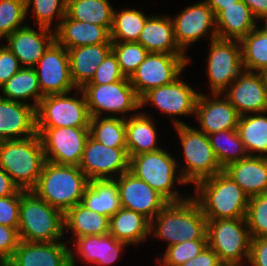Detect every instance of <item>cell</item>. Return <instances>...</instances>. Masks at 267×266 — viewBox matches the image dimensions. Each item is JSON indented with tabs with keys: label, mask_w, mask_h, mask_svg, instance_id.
<instances>
[{
	"label": "cell",
	"mask_w": 267,
	"mask_h": 266,
	"mask_svg": "<svg viewBox=\"0 0 267 266\" xmlns=\"http://www.w3.org/2000/svg\"><path fill=\"white\" fill-rule=\"evenodd\" d=\"M194 199L207 220L246 218L249 196L224 171L199 181Z\"/></svg>",
	"instance_id": "obj_1"
},
{
	"label": "cell",
	"mask_w": 267,
	"mask_h": 266,
	"mask_svg": "<svg viewBox=\"0 0 267 266\" xmlns=\"http://www.w3.org/2000/svg\"><path fill=\"white\" fill-rule=\"evenodd\" d=\"M88 182L78 166L46 161L38 182L31 191L38 198L65 213L81 203Z\"/></svg>",
	"instance_id": "obj_2"
},
{
	"label": "cell",
	"mask_w": 267,
	"mask_h": 266,
	"mask_svg": "<svg viewBox=\"0 0 267 266\" xmlns=\"http://www.w3.org/2000/svg\"><path fill=\"white\" fill-rule=\"evenodd\" d=\"M46 157L38 134L23 139L0 141V168L19 189L31 191L42 173Z\"/></svg>",
	"instance_id": "obj_3"
},
{
	"label": "cell",
	"mask_w": 267,
	"mask_h": 266,
	"mask_svg": "<svg viewBox=\"0 0 267 266\" xmlns=\"http://www.w3.org/2000/svg\"><path fill=\"white\" fill-rule=\"evenodd\" d=\"M154 235L167 240L168 246L191 240H207V219L193 198L169 202L155 217Z\"/></svg>",
	"instance_id": "obj_4"
},
{
	"label": "cell",
	"mask_w": 267,
	"mask_h": 266,
	"mask_svg": "<svg viewBox=\"0 0 267 266\" xmlns=\"http://www.w3.org/2000/svg\"><path fill=\"white\" fill-rule=\"evenodd\" d=\"M64 213L38 198L32 191L21 190L18 232L21 241L56 242L64 234Z\"/></svg>",
	"instance_id": "obj_5"
},
{
	"label": "cell",
	"mask_w": 267,
	"mask_h": 266,
	"mask_svg": "<svg viewBox=\"0 0 267 266\" xmlns=\"http://www.w3.org/2000/svg\"><path fill=\"white\" fill-rule=\"evenodd\" d=\"M174 125L180 137L186 167L177 177L178 183L187 184L204 180L223 171L211 146L209 136L200 130L187 126L179 120Z\"/></svg>",
	"instance_id": "obj_6"
},
{
	"label": "cell",
	"mask_w": 267,
	"mask_h": 266,
	"mask_svg": "<svg viewBox=\"0 0 267 266\" xmlns=\"http://www.w3.org/2000/svg\"><path fill=\"white\" fill-rule=\"evenodd\" d=\"M206 235L208 246L224 266H241L243 256L248 260L252 238L246 218L207 220Z\"/></svg>",
	"instance_id": "obj_7"
},
{
	"label": "cell",
	"mask_w": 267,
	"mask_h": 266,
	"mask_svg": "<svg viewBox=\"0 0 267 266\" xmlns=\"http://www.w3.org/2000/svg\"><path fill=\"white\" fill-rule=\"evenodd\" d=\"M176 167L175 159L163 149L132 156L129 162V171L169 202L184 201L176 191H172Z\"/></svg>",
	"instance_id": "obj_8"
},
{
	"label": "cell",
	"mask_w": 267,
	"mask_h": 266,
	"mask_svg": "<svg viewBox=\"0 0 267 266\" xmlns=\"http://www.w3.org/2000/svg\"><path fill=\"white\" fill-rule=\"evenodd\" d=\"M46 161L59 165L79 166L89 127H36Z\"/></svg>",
	"instance_id": "obj_9"
},
{
	"label": "cell",
	"mask_w": 267,
	"mask_h": 266,
	"mask_svg": "<svg viewBox=\"0 0 267 266\" xmlns=\"http://www.w3.org/2000/svg\"><path fill=\"white\" fill-rule=\"evenodd\" d=\"M81 93V99L67 93L44 96L36 108V127H89L91 116Z\"/></svg>",
	"instance_id": "obj_10"
},
{
	"label": "cell",
	"mask_w": 267,
	"mask_h": 266,
	"mask_svg": "<svg viewBox=\"0 0 267 266\" xmlns=\"http://www.w3.org/2000/svg\"><path fill=\"white\" fill-rule=\"evenodd\" d=\"M78 91L83 92L91 117H101L103 111L123 114L140 108V97L129 80L85 84Z\"/></svg>",
	"instance_id": "obj_11"
},
{
	"label": "cell",
	"mask_w": 267,
	"mask_h": 266,
	"mask_svg": "<svg viewBox=\"0 0 267 266\" xmlns=\"http://www.w3.org/2000/svg\"><path fill=\"white\" fill-rule=\"evenodd\" d=\"M188 61L184 55L149 52L129 81L141 97L152 88L172 83L179 77Z\"/></svg>",
	"instance_id": "obj_12"
},
{
	"label": "cell",
	"mask_w": 267,
	"mask_h": 266,
	"mask_svg": "<svg viewBox=\"0 0 267 266\" xmlns=\"http://www.w3.org/2000/svg\"><path fill=\"white\" fill-rule=\"evenodd\" d=\"M209 53L207 73L212 95L222 94L244 72L241 45L238 40L216 38L211 42Z\"/></svg>",
	"instance_id": "obj_13"
},
{
	"label": "cell",
	"mask_w": 267,
	"mask_h": 266,
	"mask_svg": "<svg viewBox=\"0 0 267 266\" xmlns=\"http://www.w3.org/2000/svg\"><path fill=\"white\" fill-rule=\"evenodd\" d=\"M34 67L42 96L69 94L75 87L67 49L56 40L45 51Z\"/></svg>",
	"instance_id": "obj_14"
},
{
	"label": "cell",
	"mask_w": 267,
	"mask_h": 266,
	"mask_svg": "<svg viewBox=\"0 0 267 266\" xmlns=\"http://www.w3.org/2000/svg\"><path fill=\"white\" fill-rule=\"evenodd\" d=\"M129 162L127 148L108 147L89 136L78 167L89 181L103 180L113 179L108 176L113 172L122 175L129 171Z\"/></svg>",
	"instance_id": "obj_15"
},
{
	"label": "cell",
	"mask_w": 267,
	"mask_h": 266,
	"mask_svg": "<svg viewBox=\"0 0 267 266\" xmlns=\"http://www.w3.org/2000/svg\"><path fill=\"white\" fill-rule=\"evenodd\" d=\"M119 189L121 207L144 215L151 221V232L155 229L154 217L169 203L158 191L145 181L127 171L116 181Z\"/></svg>",
	"instance_id": "obj_16"
},
{
	"label": "cell",
	"mask_w": 267,
	"mask_h": 266,
	"mask_svg": "<svg viewBox=\"0 0 267 266\" xmlns=\"http://www.w3.org/2000/svg\"><path fill=\"white\" fill-rule=\"evenodd\" d=\"M233 82L225 97L238 114L267 113V74L245 70Z\"/></svg>",
	"instance_id": "obj_17"
},
{
	"label": "cell",
	"mask_w": 267,
	"mask_h": 266,
	"mask_svg": "<svg viewBox=\"0 0 267 266\" xmlns=\"http://www.w3.org/2000/svg\"><path fill=\"white\" fill-rule=\"evenodd\" d=\"M172 23L175 41L183 52L187 45L208 33L211 26L213 27L211 41L218 38L216 17L204 0L187 7L172 20Z\"/></svg>",
	"instance_id": "obj_18"
},
{
	"label": "cell",
	"mask_w": 267,
	"mask_h": 266,
	"mask_svg": "<svg viewBox=\"0 0 267 266\" xmlns=\"http://www.w3.org/2000/svg\"><path fill=\"white\" fill-rule=\"evenodd\" d=\"M71 249L60 241H20L13 257L5 266H75Z\"/></svg>",
	"instance_id": "obj_19"
},
{
	"label": "cell",
	"mask_w": 267,
	"mask_h": 266,
	"mask_svg": "<svg viewBox=\"0 0 267 266\" xmlns=\"http://www.w3.org/2000/svg\"><path fill=\"white\" fill-rule=\"evenodd\" d=\"M199 93L182 82L179 77L172 83L148 90L140 97V107L151 102L170 116L195 114Z\"/></svg>",
	"instance_id": "obj_20"
},
{
	"label": "cell",
	"mask_w": 267,
	"mask_h": 266,
	"mask_svg": "<svg viewBox=\"0 0 267 266\" xmlns=\"http://www.w3.org/2000/svg\"><path fill=\"white\" fill-rule=\"evenodd\" d=\"M36 134V108L26 102L0 97V141L29 138Z\"/></svg>",
	"instance_id": "obj_21"
},
{
	"label": "cell",
	"mask_w": 267,
	"mask_h": 266,
	"mask_svg": "<svg viewBox=\"0 0 267 266\" xmlns=\"http://www.w3.org/2000/svg\"><path fill=\"white\" fill-rule=\"evenodd\" d=\"M39 31L24 26L15 30L6 39V45L17 57L21 65L35 67L45 51L55 41L54 33L49 28L39 26Z\"/></svg>",
	"instance_id": "obj_22"
},
{
	"label": "cell",
	"mask_w": 267,
	"mask_h": 266,
	"mask_svg": "<svg viewBox=\"0 0 267 266\" xmlns=\"http://www.w3.org/2000/svg\"><path fill=\"white\" fill-rule=\"evenodd\" d=\"M220 94H213L214 100L198 95L195 115L198 116L202 132L207 136L222 130H236L240 115L225 97L215 100ZM211 100V101H210Z\"/></svg>",
	"instance_id": "obj_23"
},
{
	"label": "cell",
	"mask_w": 267,
	"mask_h": 266,
	"mask_svg": "<svg viewBox=\"0 0 267 266\" xmlns=\"http://www.w3.org/2000/svg\"><path fill=\"white\" fill-rule=\"evenodd\" d=\"M55 29V40L67 50L74 47L112 43L110 31L106 27L70 19L67 15Z\"/></svg>",
	"instance_id": "obj_24"
},
{
	"label": "cell",
	"mask_w": 267,
	"mask_h": 266,
	"mask_svg": "<svg viewBox=\"0 0 267 266\" xmlns=\"http://www.w3.org/2000/svg\"><path fill=\"white\" fill-rule=\"evenodd\" d=\"M249 196L267 193V157L247 156L223 169Z\"/></svg>",
	"instance_id": "obj_25"
},
{
	"label": "cell",
	"mask_w": 267,
	"mask_h": 266,
	"mask_svg": "<svg viewBox=\"0 0 267 266\" xmlns=\"http://www.w3.org/2000/svg\"><path fill=\"white\" fill-rule=\"evenodd\" d=\"M70 74L75 88L89 83L98 66L112 51V43L94 44L68 49Z\"/></svg>",
	"instance_id": "obj_26"
},
{
	"label": "cell",
	"mask_w": 267,
	"mask_h": 266,
	"mask_svg": "<svg viewBox=\"0 0 267 266\" xmlns=\"http://www.w3.org/2000/svg\"><path fill=\"white\" fill-rule=\"evenodd\" d=\"M148 52L184 55L174 37L172 19L165 16L149 17L138 41Z\"/></svg>",
	"instance_id": "obj_27"
},
{
	"label": "cell",
	"mask_w": 267,
	"mask_h": 266,
	"mask_svg": "<svg viewBox=\"0 0 267 266\" xmlns=\"http://www.w3.org/2000/svg\"><path fill=\"white\" fill-rule=\"evenodd\" d=\"M255 19L251 9L241 0L225 7L216 16L218 38L240 41L257 27Z\"/></svg>",
	"instance_id": "obj_28"
},
{
	"label": "cell",
	"mask_w": 267,
	"mask_h": 266,
	"mask_svg": "<svg viewBox=\"0 0 267 266\" xmlns=\"http://www.w3.org/2000/svg\"><path fill=\"white\" fill-rule=\"evenodd\" d=\"M81 204L110 219L122 208L116 180H90L85 188Z\"/></svg>",
	"instance_id": "obj_29"
},
{
	"label": "cell",
	"mask_w": 267,
	"mask_h": 266,
	"mask_svg": "<svg viewBox=\"0 0 267 266\" xmlns=\"http://www.w3.org/2000/svg\"><path fill=\"white\" fill-rule=\"evenodd\" d=\"M109 233L128 246L137 244L151 233V221L140 213L121 208L110 217Z\"/></svg>",
	"instance_id": "obj_30"
},
{
	"label": "cell",
	"mask_w": 267,
	"mask_h": 266,
	"mask_svg": "<svg viewBox=\"0 0 267 266\" xmlns=\"http://www.w3.org/2000/svg\"><path fill=\"white\" fill-rule=\"evenodd\" d=\"M76 244L77 253L84 260L98 265L112 264L118 259L120 250L128 245L118 241L110 233L78 237Z\"/></svg>",
	"instance_id": "obj_31"
},
{
	"label": "cell",
	"mask_w": 267,
	"mask_h": 266,
	"mask_svg": "<svg viewBox=\"0 0 267 266\" xmlns=\"http://www.w3.org/2000/svg\"><path fill=\"white\" fill-rule=\"evenodd\" d=\"M126 148L129 159L140 153L160 150L156 147V131L148 115L136 114L125 119Z\"/></svg>",
	"instance_id": "obj_32"
},
{
	"label": "cell",
	"mask_w": 267,
	"mask_h": 266,
	"mask_svg": "<svg viewBox=\"0 0 267 266\" xmlns=\"http://www.w3.org/2000/svg\"><path fill=\"white\" fill-rule=\"evenodd\" d=\"M109 222L107 216L93 212L81 203L64 213V227L74 232V238L108 234Z\"/></svg>",
	"instance_id": "obj_33"
},
{
	"label": "cell",
	"mask_w": 267,
	"mask_h": 266,
	"mask_svg": "<svg viewBox=\"0 0 267 266\" xmlns=\"http://www.w3.org/2000/svg\"><path fill=\"white\" fill-rule=\"evenodd\" d=\"M113 8L108 0H67L66 15L70 19L106 27L113 23Z\"/></svg>",
	"instance_id": "obj_34"
},
{
	"label": "cell",
	"mask_w": 267,
	"mask_h": 266,
	"mask_svg": "<svg viewBox=\"0 0 267 266\" xmlns=\"http://www.w3.org/2000/svg\"><path fill=\"white\" fill-rule=\"evenodd\" d=\"M0 88L5 95V97H0L4 99L20 102V99L26 100L29 97H33V100H35L33 106L35 108L43 98L34 67L23 66Z\"/></svg>",
	"instance_id": "obj_35"
},
{
	"label": "cell",
	"mask_w": 267,
	"mask_h": 266,
	"mask_svg": "<svg viewBox=\"0 0 267 266\" xmlns=\"http://www.w3.org/2000/svg\"><path fill=\"white\" fill-rule=\"evenodd\" d=\"M244 70L267 74V22L257 27L240 41Z\"/></svg>",
	"instance_id": "obj_36"
},
{
	"label": "cell",
	"mask_w": 267,
	"mask_h": 266,
	"mask_svg": "<svg viewBox=\"0 0 267 266\" xmlns=\"http://www.w3.org/2000/svg\"><path fill=\"white\" fill-rule=\"evenodd\" d=\"M248 115V116H247ZM237 131L242 140L245 150L252 152H261V156L267 154V117L260 115H241L239 117Z\"/></svg>",
	"instance_id": "obj_37"
},
{
	"label": "cell",
	"mask_w": 267,
	"mask_h": 266,
	"mask_svg": "<svg viewBox=\"0 0 267 266\" xmlns=\"http://www.w3.org/2000/svg\"><path fill=\"white\" fill-rule=\"evenodd\" d=\"M89 132L93 139L103 145L126 148L125 117H91Z\"/></svg>",
	"instance_id": "obj_38"
},
{
	"label": "cell",
	"mask_w": 267,
	"mask_h": 266,
	"mask_svg": "<svg viewBox=\"0 0 267 266\" xmlns=\"http://www.w3.org/2000/svg\"><path fill=\"white\" fill-rule=\"evenodd\" d=\"M209 139L222 169L231 163L246 158L248 155L254 156L250 153H246L237 129L219 131L209 135ZM220 140L224 141L221 142Z\"/></svg>",
	"instance_id": "obj_39"
},
{
	"label": "cell",
	"mask_w": 267,
	"mask_h": 266,
	"mask_svg": "<svg viewBox=\"0 0 267 266\" xmlns=\"http://www.w3.org/2000/svg\"><path fill=\"white\" fill-rule=\"evenodd\" d=\"M148 18L138 10L125 9L118 13L114 11L110 30L111 41L137 42Z\"/></svg>",
	"instance_id": "obj_40"
},
{
	"label": "cell",
	"mask_w": 267,
	"mask_h": 266,
	"mask_svg": "<svg viewBox=\"0 0 267 266\" xmlns=\"http://www.w3.org/2000/svg\"><path fill=\"white\" fill-rule=\"evenodd\" d=\"M112 51L116 55L121 72L130 78L145 60L148 51L138 42L112 41Z\"/></svg>",
	"instance_id": "obj_41"
},
{
	"label": "cell",
	"mask_w": 267,
	"mask_h": 266,
	"mask_svg": "<svg viewBox=\"0 0 267 266\" xmlns=\"http://www.w3.org/2000/svg\"><path fill=\"white\" fill-rule=\"evenodd\" d=\"M246 221L252 239L267 237V193L249 197Z\"/></svg>",
	"instance_id": "obj_42"
},
{
	"label": "cell",
	"mask_w": 267,
	"mask_h": 266,
	"mask_svg": "<svg viewBox=\"0 0 267 266\" xmlns=\"http://www.w3.org/2000/svg\"><path fill=\"white\" fill-rule=\"evenodd\" d=\"M25 0H0V38L8 37L26 18Z\"/></svg>",
	"instance_id": "obj_43"
},
{
	"label": "cell",
	"mask_w": 267,
	"mask_h": 266,
	"mask_svg": "<svg viewBox=\"0 0 267 266\" xmlns=\"http://www.w3.org/2000/svg\"><path fill=\"white\" fill-rule=\"evenodd\" d=\"M207 245V240H191L167 246L160 266H181L199 255Z\"/></svg>",
	"instance_id": "obj_44"
},
{
	"label": "cell",
	"mask_w": 267,
	"mask_h": 266,
	"mask_svg": "<svg viewBox=\"0 0 267 266\" xmlns=\"http://www.w3.org/2000/svg\"><path fill=\"white\" fill-rule=\"evenodd\" d=\"M33 1L34 15L37 18L38 27L50 29V24L54 16L63 19L66 15L67 0H25L26 12Z\"/></svg>",
	"instance_id": "obj_45"
},
{
	"label": "cell",
	"mask_w": 267,
	"mask_h": 266,
	"mask_svg": "<svg viewBox=\"0 0 267 266\" xmlns=\"http://www.w3.org/2000/svg\"><path fill=\"white\" fill-rule=\"evenodd\" d=\"M120 80H129L120 70L116 55L111 51L95 71L91 81L87 84H109Z\"/></svg>",
	"instance_id": "obj_46"
},
{
	"label": "cell",
	"mask_w": 267,
	"mask_h": 266,
	"mask_svg": "<svg viewBox=\"0 0 267 266\" xmlns=\"http://www.w3.org/2000/svg\"><path fill=\"white\" fill-rule=\"evenodd\" d=\"M21 189L14 195L0 197V224L18 229Z\"/></svg>",
	"instance_id": "obj_47"
},
{
	"label": "cell",
	"mask_w": 267,
	"mask_h": 266,
	"mask_svg": "<svg viewBox=\"0 0 267 266\" xmlns=\"http://www.w3.org/2000/svg\"><path fill=\"white\" fill-rule=\"evenodd\" d=\"M20 241L18 230L0 224V266L10 261Z\"/></svg>",
	"instance_id": "obj_48"
},
{
	"label": "cell",
	"mask_w": 267,
	"mask_h": 266,
	"mask_svg": "<svg viewBox=\"0 0 267 266\" xmlns=\"http://www.w3.org/2000/svg\"><path fill=\"white\" fill-rule=\"evenodd\" d=\"M19 63L7 46L0 47V87L23 67Z\"/></svg>",
	"instance_id": "obj_49"
},
{
	"label": "cell",
	"mask_w": 267,
	"mask_h": 266,
	"mask_svg": "<svg viewBox=\"0 0 267 266\" xmlns=\"http://www.w3.org/2000/svg\"><path fill=\"white\" fill-rule=\"evenodd\" d=\"M248 262L252 266H267V237L251 239Z\"/></svg>",
	"instance_id": "obj_50"
},
{
	"label": "cell",
	"mask_w": 267,
	"mask_h": 266,
	"mask_svg": "<svg viewBox=\"0 0 267 266\" xmlns=\"http://www.w3.org/2000/svg\"><path fill=\"white\" fill-rule=\"evenodd\" d=\"M181 266H224L217 254L207 245L199 255L188 260Z\"/></svg>",
	"instance_id": "obj_51"
},
{
	"label": "cell",
	"mask_w": 267,
	"mask_h": 266,
	"mask_svg": "<svg viewBox=\"0 0 267 266\" xmlns=\"http://www.w3.org/2000/svg\"><path fill=\"white\" fill-rule=\"evenodd\" d=\"M20 189L12 181L9 174L0 168V197L10 196L16 194Z\"/></svg>",
	"instance_id": "obj_52"
},
{
	"label": "cell",
	"mask_w": 267,
	"mask_h": 266,
	"mask_svg": "<svg viewBox=\"0 0 267 266\" xmlns=\"http://www.w3.org/2000/svg\"><path fill=\"white\" fill-rule=\"evenodd\" d=\"M252 11L257 19H264L267 22V0H241Z\"/></svg>",
	"instance_id": "obj_53"
},
{
	"label": "cell",
	"mask_w": 267,
	"mask_h": 266,
	"mask_svg": "<svg viewBox=\"0 0 267 266\" xmlns=\"http://www.w3.org/2000/svg\"><path fill=\"white\" fill-rule=\"evenodd\" d=\"M239 0H205L207 5L213 10L215 17L223 10L225 7L234 5Z\"/></svg>",
	"instance_id": "obj_54"
}]
</instances>
